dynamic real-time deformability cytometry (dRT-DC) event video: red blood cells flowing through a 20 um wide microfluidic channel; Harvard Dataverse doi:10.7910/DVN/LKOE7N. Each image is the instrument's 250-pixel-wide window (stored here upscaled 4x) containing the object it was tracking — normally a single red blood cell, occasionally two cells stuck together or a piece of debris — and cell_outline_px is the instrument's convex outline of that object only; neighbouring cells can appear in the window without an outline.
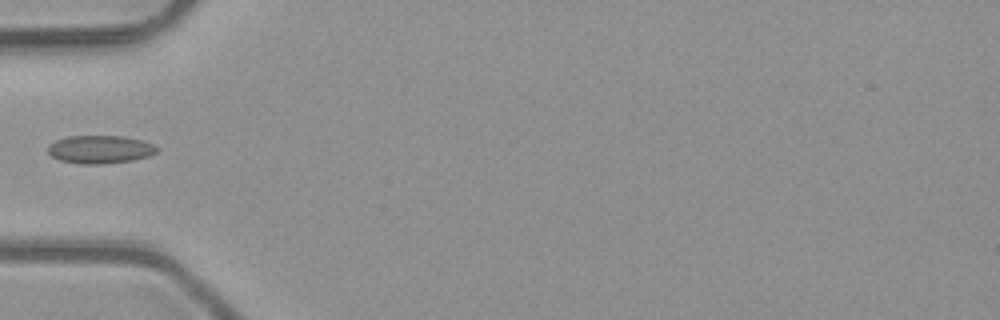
{"species": "common noctule bat (a hibernating species)", "species_latin": "Nyctalus noctula", "temperature_condition": "room temperature", "stored_images_in_passage": 6, "camera_frame_rate_fps": 3000, "um_per_image_px": 0.085, "animal": {"sex": "male", "body_mass_g": 23.1, "forearm_length_mm": 52.7}, "frame": {"image": 1, "passage_image": 5, "time_ms": 1.333, "image_size_px": [1000, 320], "cell_outline_px": [[160, 148], [156, 152], [148, 156], [132, 160], [100, 164], [80, 164], [60, 160], [52, 156], [48, 152], [48, 148], [56, 140], [68, 136], [124, 136], [140, 140], [152, 144]], "centroid_in_image_um": [8.51, 12.7], "position_along_channel_um": 76.5, "area_um2": 17.63}}
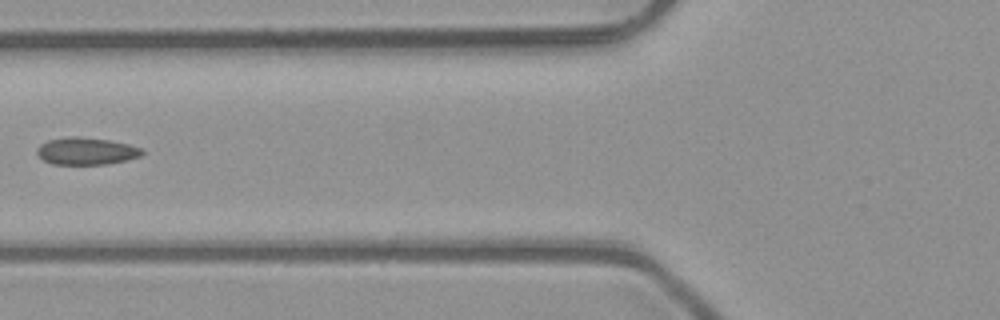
{"frame": {"image": 2, "passage_image": 6, "time_ms": 1.667, "image_size_px": [1000, 320], "cell_outline_px": [[144, 152], [140, 156], [108, 164], [52, 164], [44, 160], [36, 152], [36, 148], [40, 144], [48, 140], [72, 136], [76, 136], [108, 140], [128, 144], [140, 148]], "centroid_in_image_um": [7.3, 12.84], "position_along_channel_um": 118.5, "area_um2": 16.47}}